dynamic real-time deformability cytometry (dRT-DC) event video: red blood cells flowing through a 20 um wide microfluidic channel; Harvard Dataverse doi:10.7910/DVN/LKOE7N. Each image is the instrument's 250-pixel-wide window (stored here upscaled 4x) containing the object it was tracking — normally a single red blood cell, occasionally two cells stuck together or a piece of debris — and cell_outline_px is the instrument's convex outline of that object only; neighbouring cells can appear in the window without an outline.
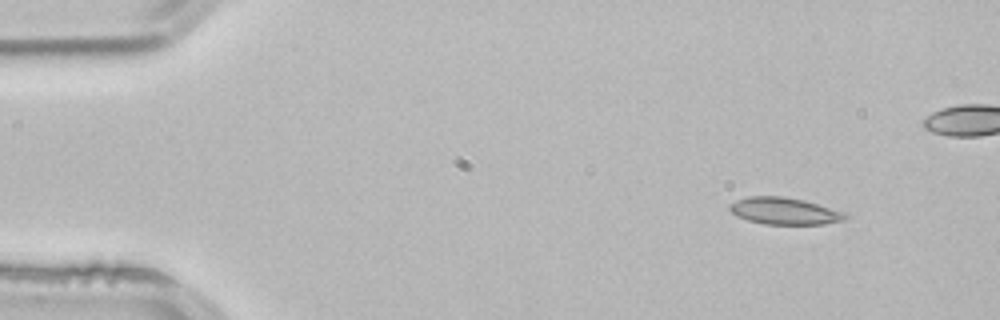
{"species": "common noctule bat (a hibernating species)", "species_latin": "Nyctalus noctula", "temperature_condition": "room temperature", "stored_images_in_passage": 4, "segment_of_instrument_passage": [2, 2], "camera_frame_rate_fps": 3000, "um_per_image_px": 0.085, "animal": {"sex": "male", "body_mass_g": 21.5, "forearm_length_mm": 52.0}, "frame": {"image": 1, "passage_image": 4, "time_ms": 1.0, "image_size_px": [1000, 320], "cell_outline_px": [[848, 216], [844, 220], [824, 224], [764, 224], [748, 220], [736, 216], [728, 208], [728, 204], [736, 200], [748, 196], [784, 196], [804, 200], [844, 212]], "centroid_in_image_um": [66.64, 17.93], "position_along_channel_um": 18.4, "area_um2": 18.15}}